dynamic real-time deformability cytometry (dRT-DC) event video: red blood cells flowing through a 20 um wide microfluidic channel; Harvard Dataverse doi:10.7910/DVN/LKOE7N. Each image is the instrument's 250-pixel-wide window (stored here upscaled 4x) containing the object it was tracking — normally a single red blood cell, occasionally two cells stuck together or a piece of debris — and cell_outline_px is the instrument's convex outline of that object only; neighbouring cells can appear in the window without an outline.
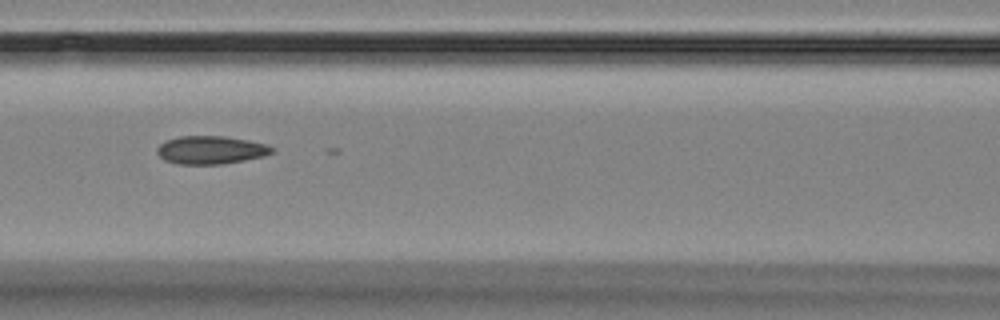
{"species": "Egyptian fruit bat (a non-hibernating species)", "species_latin": "Rousettus aegyptiacus", "temperature_condition": "room temperature", "stored_images_in_passage": 8, "camera_frame_rate_fps": 3000, "um_per_image_px": 0.085, "animal": {"sex": "female"}, "frame": {"image": 1, "passage_image": 7, "time_ms": 9.333, "image_size_px": [1000, 320], "cell_outline_px": [[276, 152], [264, 156], [244, 160], [220, 164], [180, 164], [164, 160], [156, 152], [156, 148], [160, 144], [168, 140], [180, 136], [224, 136], [248, 140], [268, 144], [276, 148]], "centroid_in_image_um": [17.97, 12.74], "position_along_channel_um": 148.6, "area_um2": 18.9}}
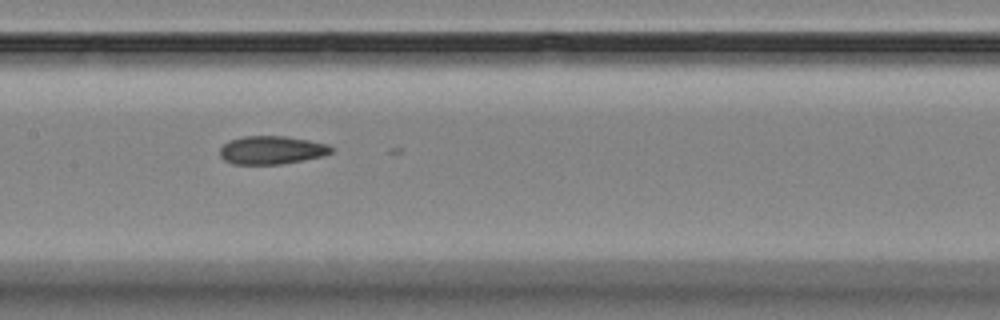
{"frame": {"image": 2, "passage_image": 8, "time_ms": 10.333, "image_size_px": [1000, 320], "cell_outline_px": [[336, 148], [332, 152], [324, 156], [280, 164], [232, 164], [224, 160], [220, 156], [220, 148], [228, 140], [244, 136], [288, 136], [328, 144]], "centroid_in_image_um": [23.11, 12.75], "position_along_channel_um": 184.3, "area_um2": 18.5}}